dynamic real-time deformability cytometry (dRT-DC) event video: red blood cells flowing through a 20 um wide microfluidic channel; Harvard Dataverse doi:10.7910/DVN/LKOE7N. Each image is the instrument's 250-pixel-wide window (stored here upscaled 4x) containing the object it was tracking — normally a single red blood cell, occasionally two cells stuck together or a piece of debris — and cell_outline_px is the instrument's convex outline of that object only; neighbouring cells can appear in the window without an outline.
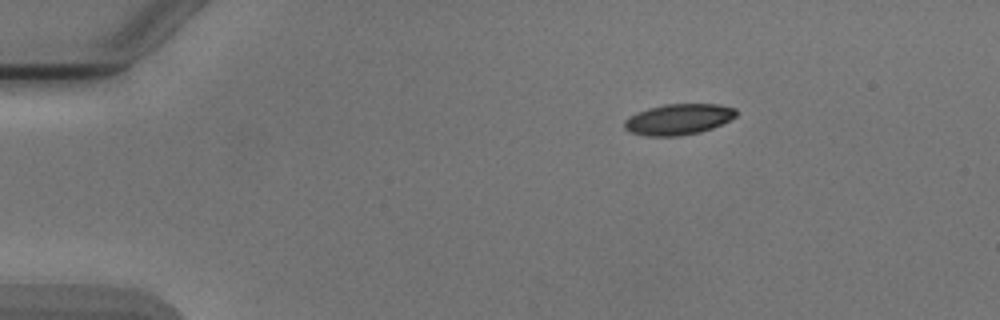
{"species": "Egyptian fruit bat (a non-hibernating species)", "species_latin": "Rousettus aegyptiacus", "temperature_condition": "cold", "stored_images_in_passage": 4, "segment_of_instrument_passage": [2, 2], "camera_frame_rate_fps": 3000, "um_per_image_px": 0.085, "animal": {"sex": "male"}, "frame": {"image": 1, "passage_image": 4, "time_ms": 4.667, "image_size_px": [1000, 320], "cell_outline_px": [[736, 116], [712, 128], [700, 132], [680, 136], [648, 136], [628, 132], [624, 128], [624, 120], [628, 116], [636, 112], [648, 108], [664, 104], [716, 104], [736, 108]], "centroid_in_image_um": [57.61, 10.14], "position_along_channel_um": 27.4, "area_um2": 20.17}}